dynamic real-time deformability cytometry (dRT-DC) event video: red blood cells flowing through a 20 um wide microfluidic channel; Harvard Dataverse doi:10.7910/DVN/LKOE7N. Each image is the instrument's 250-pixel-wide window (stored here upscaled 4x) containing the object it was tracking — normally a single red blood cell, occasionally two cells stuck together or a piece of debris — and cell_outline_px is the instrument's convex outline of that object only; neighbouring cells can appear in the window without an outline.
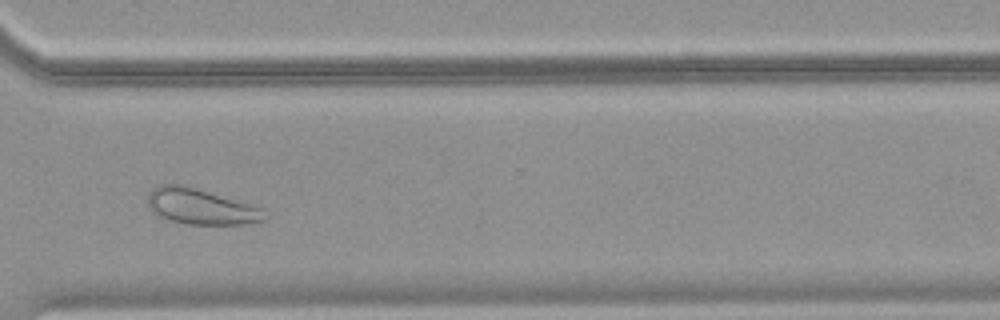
{"species": "common noctule bat (a hibernating species)", "species_latin": "Nyctalus noctula", "temperature_condition": "warm", "stored_images_in_passage": 32, "camera_frame_rate_fps": 3000, "um_per_image_px": 0.085, "animal": {"sex": "female", "body_mass_g": 18.4}, "frame": {"image": 1, "passage_image": 32, "time_ms": 10.333, "image_size_px": [1000, 320], "cell_outline_px": [[268, 216], [264, 220], [244, 224], [188, 224], [168, 220], [156, 216], [152, 212], [148, 204], [148, 196], [152, 188], [160, 184], [180, 184], [196, 188], [252, 204], [264, 208]], "centroid_in_image_um": [17.07, 17.56], "position_along_channel_um": 353.5, "area_um2": 24.51}}